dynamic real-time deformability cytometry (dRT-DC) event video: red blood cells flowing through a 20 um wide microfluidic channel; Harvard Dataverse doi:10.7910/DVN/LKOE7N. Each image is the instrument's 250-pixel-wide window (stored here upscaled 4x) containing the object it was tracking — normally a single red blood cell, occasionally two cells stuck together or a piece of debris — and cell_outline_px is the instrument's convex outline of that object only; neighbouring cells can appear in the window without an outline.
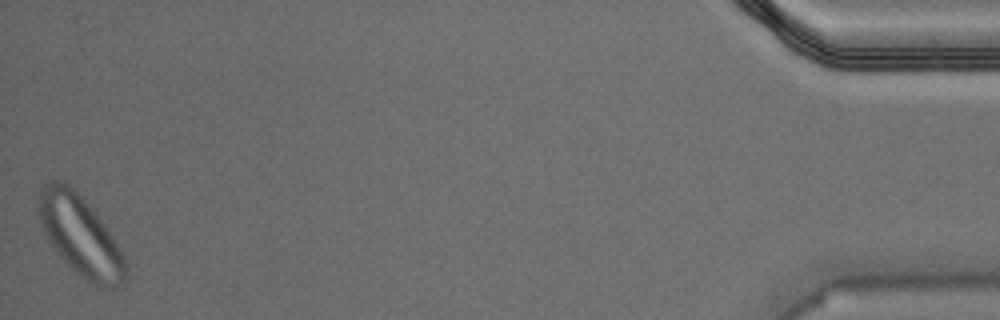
{"species": "Egyptian fruit bat (a non-hibernating species)", "species_latin": "Rousettus aegyptiacus", "temperature_condition": "warm", "stored_images_in_passage": 47, "camera_frame_rate_fps": 3000, "um_per_image_px": 0.085, "animal": {"sex": "male"}, "frame": {"image": 1, "passage_image": 47, "time_ms": 15.333, "image_size_px": [1000, 320], "cell_outline_px": [[128, 276], [116, 288], [96, 288], [84, 280], [56, 252], [40, 224], [36, 212], [36, 200], [44, 184], [52, 180], [56, 180], [68, 184], [84, 200], [104, 224], [128, 260]], "centroid_in_image_um": [6.84, 20.08], "position_along_channel_um": 428.4, "area_um2": 40.92}}